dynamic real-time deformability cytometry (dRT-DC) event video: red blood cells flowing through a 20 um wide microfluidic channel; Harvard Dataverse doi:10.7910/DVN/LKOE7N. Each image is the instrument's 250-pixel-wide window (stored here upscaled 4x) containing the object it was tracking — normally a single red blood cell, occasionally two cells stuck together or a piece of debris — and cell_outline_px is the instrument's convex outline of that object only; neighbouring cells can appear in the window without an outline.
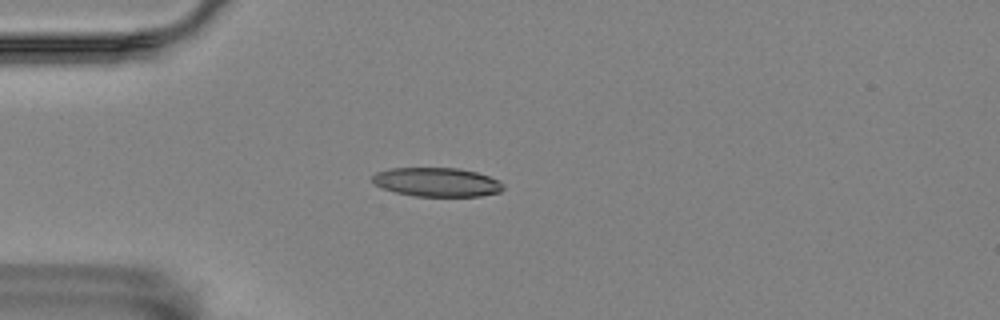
{"species": "Egyptian fruit bat (a non-hibernating species)", "species_latin": "Rousettus aegyptiacus", "temperature_condition": "room temperature", "stored_images_in_passage": 13, "camera_frame_rate_fps": 3000, "um_per_image_px": 0.085, "animal": {"sex": "female"}, "frame": {"image": 1, "passage_image": 3, "time_ms": 0.667, "image_size_px": [1000, 320], "cell_outline_px": [[504, 188], [500, 192], [480, 196], [416, 196], [396, 192], [384, 188], [376, 184], [372, 180], [372, 176], [376, 172], [388, 168], [460, 168], [476, 172], [488, 176], [504, 184]], "centroid_in_image_um": [37.14, 15.47], "position_along_channel_um": 47.9, "area_um2": 21.96}}
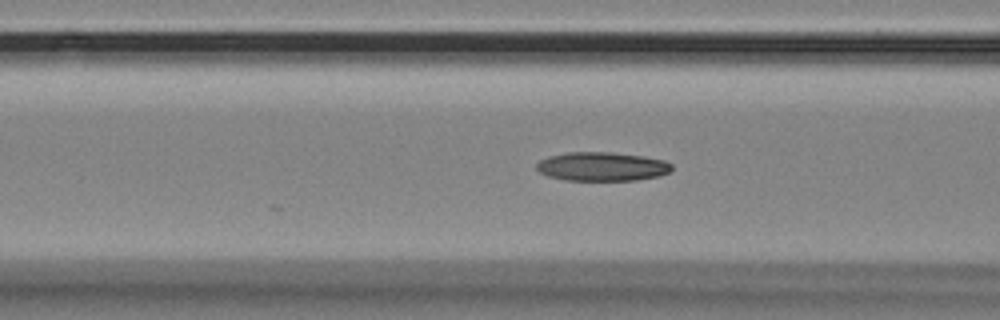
{"frame": {"image": 2, "passage_image": 10, "time_ms": 3.0, "image_size_px": [1000, 320], "cell_outline_px": [[672, 168], [668, 172], [660, 176], [636, 180], [564, 180], [548, 176], [540, 172], [536, 168], [536, 164], [540, 160], [548, 156], [568, 152], [612, 152], [644, 156], [664, 160], [672, 164]], "centroid_in_image_um": [51.17, 14.15], "position_along_channel_um": 115.4, "area_um2": 22.83}}
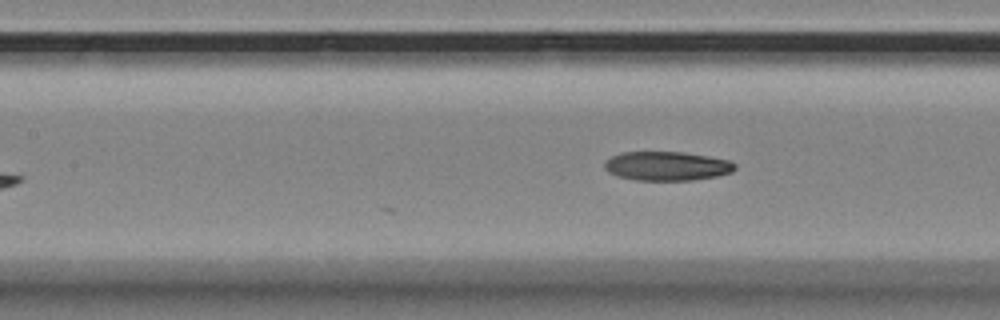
{"frame": {"image": 3, "passage_image": 13, "time_ms": 4.0, "image_size_px": [1000, 320], "cell_outline_px": [[736, 168], [732, 172], [716, 176], [692, 180], [636, 180], [616, 176], [608, 172], [604, 168], [604, 160], [620, 152], [684, 152], [708, 156], [728, 160], [736, 164]], "centroid_in_image_um": [56.65, 14.11], "position_along_channel_um": 150.7, "area_um2": 22.2}}